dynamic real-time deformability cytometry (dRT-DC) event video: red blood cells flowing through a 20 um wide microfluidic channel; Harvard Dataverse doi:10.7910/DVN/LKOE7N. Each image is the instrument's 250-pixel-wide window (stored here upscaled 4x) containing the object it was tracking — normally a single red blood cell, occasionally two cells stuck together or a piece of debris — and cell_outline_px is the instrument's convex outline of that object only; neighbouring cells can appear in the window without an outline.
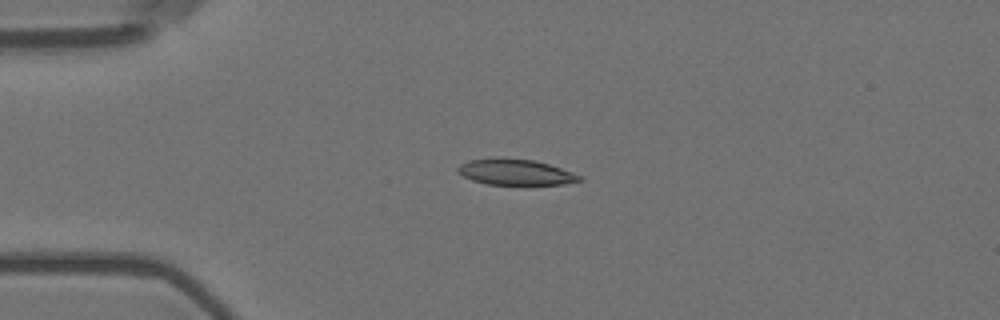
{"species": "Egyptian fruit bat (a non-hibernating species)", "species_latin": "Rousettus aegyptiacus", "temperature_condition": "room temperature", "stored_images_in_passage": 45, "camera_frame_rate_fps": 3000, "um_per_image_px": 0.085, "animal": {"sex": "female"}, "frame": {"image": 1, "passage_image": 1, "time_ms": 0.0, "image_size_px": [1000, 320], "cell_outline_px": [[584, 180], [564, 184], [488, 184], [472, 180], [456, 172], [456, 168], [460, 164], [468, 160], [536, 160], [572, 172], [580, 176]], "centroid_in_image_um": [43.83, 14.66], "position_along_channel_um": 41.2, "area_um2": 17.57}}
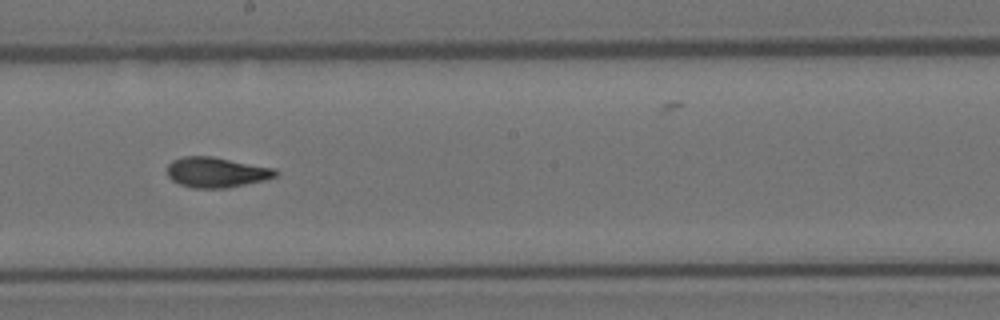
{"frame": {"image": 2, "passage_image": 19, "time_ms": 6.0, "image_size_px": [1000, 320], "cell_outline_px": [[280, 172], [276, 176], [264, 180], [228, 188], [192, 188], [180, 184], [172, 180], [168, 176], [168, 164], [172, 160], [184, 156], [212, 156], [276, 168]], "centroid_in_image_um": [18.42, 14.64], "position_along_channel_um": 229.8, "area_um2": 19.25}}
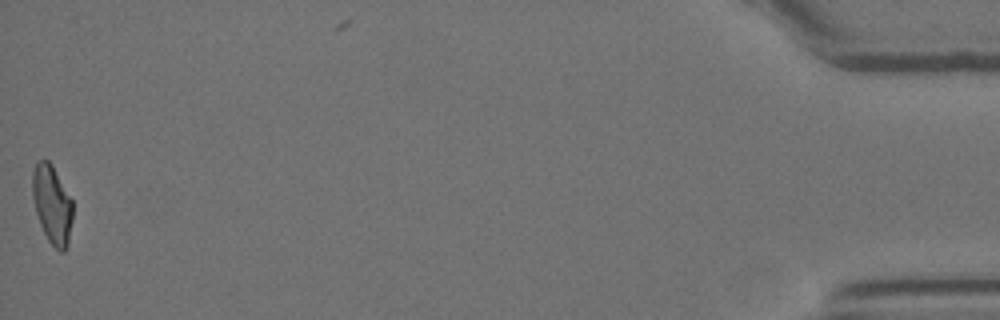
{"frame": {"image": 3, "passage_image": 44, "time_ms": 14.333, "image_size_px": [1000, 320], "cell_outline_px": [[72, 220], [68, 244], [64, 252], [60, 252], [48, 240], [40, 224], [36, 212], [32, 196], [32, 172], [36, 164], [40, 160], [48, 160], [52, 164], [72, 200]], "centroid_in_image_um": [4.43, 17.38], "position_along_channel_um": 430.8, "area_um2": 18.32}, "authors_computed_cell_mechanics": {"area_um2": 18.8428, "velocity_mm_per_s": 3.5797, "shape_relaxation_time_tau1_ms": 7.7692, "shape_relaxation_time_tau2_ms": 2.0503, "deformation_change_tau1": 0.2247, "deformation_change_tau2": 0.0937}}